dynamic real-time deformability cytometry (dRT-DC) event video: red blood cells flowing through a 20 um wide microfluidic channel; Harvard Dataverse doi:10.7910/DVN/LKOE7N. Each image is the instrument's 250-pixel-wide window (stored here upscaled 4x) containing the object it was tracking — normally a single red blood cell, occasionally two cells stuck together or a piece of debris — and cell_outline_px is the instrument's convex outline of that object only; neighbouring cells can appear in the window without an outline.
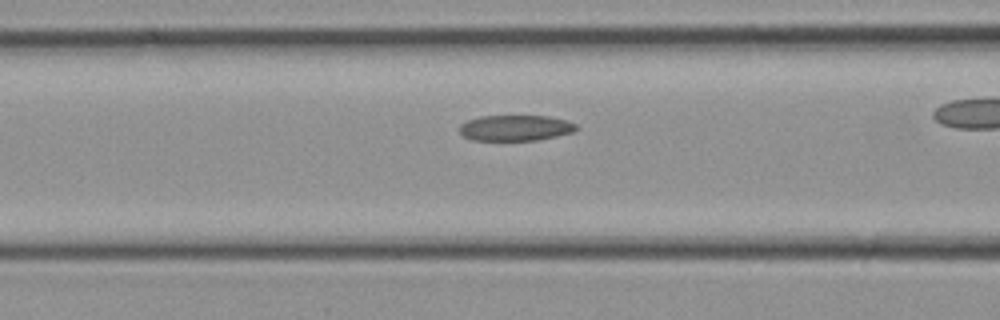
{"species": "common noctule bat (a hibernating species)", "species_latin": "Nyctalus noctula", "temperature_condition": "cold", "stored_images_in_passage": 24, "camera_frame_rate_fps": 3000, "um_per_image_px": 0.085, "animal": {"sex": "female", "body_mass_g": 21.9}, "frame": {"image": 1, "passage_image": 11, "time_ms": 3.333, "image_size_px": [1000, 320], "cell_outline_px": [[580, 128], [572, 132], [540, 140], [472, 140], [464, 136], [460, 132], [460, 124], [468, 120], [480, 116], [548, 116], [568, 120], [576, 124]], "centroid_in_image_um": [43.84, 10.87], "position_along_channel_um": 122.8, "area_um2": 17.57}}
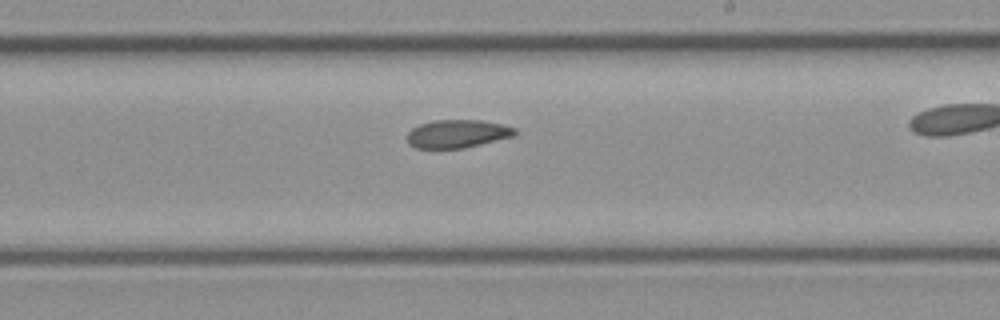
{"frame": {"image": 2, "passage_image": 17, "time_ms": 5.333, "image_size_px": [1000, 320], "cell_outline_px": [[516, 136], [464, 148], [416, 148], [408, 144], [408, 132], [412, 128], [420, 124], [432, 120], [480, 120], [504, 124], [516, 128]], "centroid_in_image_um": [38.91, 11.36], "position_along_channel_um": 250.1, "area_um2": 17.8}}
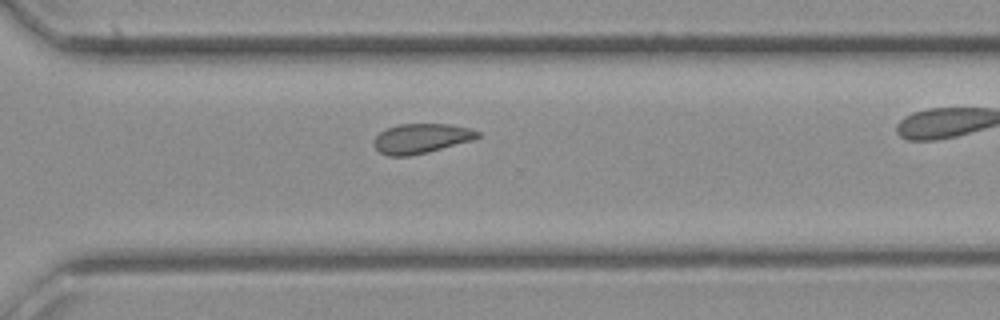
{"frame": {"image": 3, "passage_image": 21, "time_ms": 6.667, "image_size_px": [1000, 320], "cell_outline_px": [[480, 136], [472, 140], [428, 152], [408, 156], [388, 156], [380, 152], [372, 144], [376, 136], [380, 132], [396, 124], [448, 124], [468, 128], [480, 132]], "centroid_in_image_um": [35.78, 11.77], "position_along_channel_um": 334.8, "area_um2": 17.86}}